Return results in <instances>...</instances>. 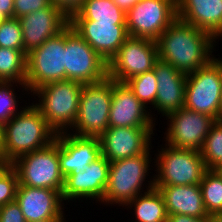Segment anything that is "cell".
Instances as JSON below:
<instances>
[{"label":"cell","instance_id":"obj_35","mask_svg":"<svg viewBox=\"0 0 222 222\" xmlns=\"http://www.w3.org/2000/svg\"><path fill=\"white\" fill-rule=\"evenodd\" d=\"M51 4L58 9L70 20L77 14L84 5L85 0H50Z\"/></svg>","mask_w":222,"mask_h":222},{"label":"cell","instance_id":"obj_30","mask_svg":"<svg viewBox=\"0 0 222 222\" xmlns=\"http://www.w3.org/2000/svg\"><path fill=\"white\" fill-rule=\"evenodd\" d=\"M14 84L17 86V89L19 87L21 89L23 88L22 92L26 91L29 94L28 88L24 83L0 81V124L1 125L5 124L14 115H16L18 112H20L23 109L22 107L19 108L20 110L18 109L19 103L22 102H19L18 100L20 99L21 96L18 97L17 94L15 93L16 90L14 89L15 88Z\"/></svg>","mask_w":222,"mask_h":222},{"label":"cell","instance_id":"obj_5","mask_svg":"<svg viewBox=\"0 0 222 222\" xmlns=\"http://www.w3.org/2000/svg\"><path fill=\"white\" fill-rule=\"evenodd\" d=\"M163 146L154 156V186L199 185L207 170L200 151Z\"/></svg>","mask_w":222,"mask_h":222},{"label":"cell","instance_id":"obj_29","mask_svg":"<svg viewBox=\"0 0 222 222\" xmlns=\"http://www.w3.org/2000/svg\"><path fill=\"white\" fill-rule=\"evenodd\" d=\"M132 90L133 94L147 107L154 105L157 96V79L154 70L132 77L125 82ZM150 107H149V106Z\"/></svg>","mask_w":222,"mask_h":222},{"label":"cell","instance_id":"obj_43","mask_svg":"<svg viewBox=\"0 0 222 222\" xmlns=\"http://www.w3.org/2000/svg\"><path fill=\"white\" fill-rule=\"evenodd\" d=\"M6 163L2 160V159H0V169L5 165Z\"/></svg>","mask_w":222,"mask_h":222},{"label":"cell","instance_id":"obj_20","mask_svg":"<svg viewBox=\"0 0 222 222\" xmlns=\"http://www.w3.org/2000/svg\"><path fill=\"white\" fill-rule=\"evenodd\" d=\"M59 141V165L64 177L79 174L101 153L99 137H80L69 132L56 134Z\"/></svg>","mask_w":222,"mask_h":222},{"label":"cell","instance_id":"obj_21","mask_svg":"<svg viewBox=\"0 0 222 222\" xmlns=\"http://www.w3.org/2000/svg\"><path fill=\"white\" fill-rule=\"evenodd\" d=\"M153 70L158 85L153 108L162 116L167 117L184 107L187 75L160 58L156 60Z\"/></svg>","mask_w":222,"mask_h":222},{"label":"cell","instance_id":"obj_22","mask_svg":"<svg viewBox=\"0 0 222 222\" xmlns=\"http://www.w3.org/2000/svg\"><path fill=\"white\" fill-rule=\"evenodd\" d=\"M177 19L211 34L219 41L222 37V0H179Z\"/></svg>","mask_w":222,"mask_h":222},{"label":"cell","instance_id":"obj_24","mask_svg":"<svg viewBox=\"0 0 222 222\" xmlns=\"http://www.w3.org/2000/svg\"><path fill=\"white\" fill-rule=\"evenodd\" d=\"M133 208L135 222H167L165 202L157 188L138 194L124 209Z\"/></svg>","mask_w":222,"mask_h":222},{"label":"cell","instance_id":"obj_18","mask_svg":"<svg viewBox=\"0 0 222 222\" xmlns=\"http://www.w3.org/2000/svg\"><path fill=\"white\" fill-rule=\"evenodd\" d=\"M18 19L22 28L23 50L26 54L40 47L47 39L56 36L69 25V19L53 4Z\"/></svg>","mask_w":222,"mask_h":222},{"label":"cell","instance_id":"obj_44","mask_svg":"<svg viewBox=\"0 0 222 222\" xmlns=\"http://www.w3.org/2000/svg\"><path fill=\"white\" fill-rule=\"evenodd\" d=\"M171 1H173L177 5L179 0H171Z\"/></svg>","mask_w":222,"mask_h":222},{"label":"cell","instance_id":"obj_10","mask_svg":"<svg viewBox=\"0 0 222 222\" xmlns=\"http://www.w3.org/2000/svg\"><path fill=\"white\" fill-rule=\"evenodd\" d=\"M108 77V63L68 25L65 28V80L82 84Z\"/></svg>","mask_w":222,"mask_h":222},{"label":"cell","instance_id":"obj_42","mask_svg":"<svg viewBox=\"0 0 222 222\" xmlns=\"http://www.w3.org/2000/svg\"><path fill=\"white\" fill-rule=\"evenodd\" d=\"M65 220H44V221H38V222H64Z\"/></svg>","mask_w":222,"mask_h":222},{"label":"cell","instance_id":"obj_33","mask_svg":"<svg viewBox=\"0 0 222 222\" xmlns=\"http://www.w3.org/2000/svg\"><path fill=\"white\" fill-rule=\"evenodd\" d=\"M50 5V0H14V18H20Z\"/></svg>","mask_w":222,"mask_h":222},{"label":"cell","instance_id":"obj_26","mask_svg":"<svg viewBox=\"0 0 222 222\" xmlns=\"http://www.w3.org/2000/svg\"><path fill=\"white\" fill-rule=\"evenodd\" d=\"M26 61L24 50L0 47V81L25 84Z\"/></svg>","mask_w":222,"mask_h":222},{"label":"cell","instance_id":"obj_16","mask_svg":"<svg viewBox=\"0 0 222 222\" xmlns=\"http://www.w3.org/2000/svg\"><path fill=\"white\" fill-rule=\"evenodd\" d=\"M15 202L26 222L65 220L64 202L59 191L18 184Z\"/></svg>","mask_w":222,"mask_h":222},{"label":"cell","instance_id":"obj_9","mask_svg":"<svg viewBox=\"0 0 222 222\" xmlns=\"http://www.w3.org/2000/svg\"><path fill=\"white\" fill-rule=\"evenodd\" d=\"M26 81L29 94L47 83L65 80V29L27 53Z\"/></svg>","mask_w":222,"mask_h":222},{"label":"cell","instance_id":"obj_32","mask_svg":"<svg viewBox=\"0 0 222 222\" xmlns=\"http://www.w3.org/2000/svg\"><path fill=\"white\" fill-rule=\"evenodd\" d=\"M18 174L11 164L0 169V206L15 201L18 187Z\"/></svg>","mask_w":222,"mask_h":222},{"label":"cell","instance_id":"obj_1","mask_svg":"<svg viewBox=\"0 0 222 222\" xmlns=\"http://www.w3.org/2000/svg\"><path fill=\"white\" fill-rule=\"evenodd\" d=\"M219 41L209 33L176 19L156 40L158 58L183 74L209 64Z\"/></svg>","mask_w":222,"mask_h":222},{"label":"cell","instance_id":"obj_34","mask_svg":"<svg viewBox=\"0 0 222 222\" xmlns=\"http://www.w3.org/2000/svg\"><path fill=\"white\" fill-rule=\"evenodd\" d=\"M0 222H26L20 206L14 201L0 206Z\"/></svg>","mask_w":222,"mask_h":222},{"label":"cell","instance_id":"obj_8","mask_svg":"<svg viewBox=\"0 0 222 222\" xmlns=\"http://www.w3.org/2000/svg\"><path fill=\"white\" fill-rule=\"evenodd\" d=\"M222 59L214 58L206 66L186 77L184 107L220 121Z\"/></svg>","mask_w":222,"mask_h":222},{"label":"cell","instance_id":"obj_12","mask_svg":"<svg viewBox=\"0 0 222 222\" xmlns=\"http://www.w3.org/2000/svg\"><path fill=\"white\" fill-rule=\"evenodd\" d=\"M157 59L155 40L129 36L108 62V77L125 83L134 76L152 70Z\"/></svg>","mask_w":222,"mask_h":222},{"label":"cell","instance_id":"obj_27","mask_svg":"<svg viewBox=\"0 0 222 222\" xmlns=\"http://www.w3.org/2000/svg\"><path fill=\"white\" fill-rule=\"evenodd\" d=\"M199 185L208 215L222 212V170L207 169Z\"/></svg>","mask_w":222,"mask_h":222},{"label":"cell","instance_id":"obj_4","mask_svg":"<svg viewBox=\"0 0 222 222\" xmlns=\"http://www.w3.org/2000/svg\"><path fill=\"white\" fill-rule=\"evenodd\" d=\"M84 84L64 80L47 83L32 92L38 96L32 103L56 133L70 132L78 114L79 98Z\"/></svg>","mask_w":222,"mask_h":222},{"label":"cell","instance_id":"obj_19","mask_svg":"<svg viewBox=\"0 0 222 222\" xmlns=\"http://www.w3.org/2000/svg\"><path fill=\"white\" fill-rule=\"evenodd\" d=\"M69 25L107 63L129 37L126 25H114V22L69 20Z\"/></svg>","mask_w":222,"mask_h":222},{"label":"cell","instance_id":"obj_23","mask_svg":"<svg viewBox=\"0 0 222 222\" xmlns=\"http://www.w3.org/2000/svg\"><path fill=\"white\" fill-rule=\"evenodd\" d=\"M163 196L167 215L210 217L205 210L200 185L154 186Z\"/></svg>","mask_w":222,"mask_h":222},{"label":"cell","instance_id":"obj_25","mask_svg":"<svg viewBox=\"0 0 222 222\" xmlns=\"http://www.w3.org/2000/svg\"><path fill=\"white\" fill-rule=\"evenodd\" d=\"M70 20L114 22V25H126V12L113 0H85L82 9Z\"/></svg>","mask_w":222,"mask_h":222},{"label":"cell","instance_id":"obj_38","mask_svg":"<svg viewBox=\"0 0 222 222\" xmlns=\"http://www.w3.org/2000/svg\"><path fill=\"white\" fill-rule=\"evenodd\" d=\"M139 0H113V2L127 12L131 9Z\"/></svg>","mask_w":222,"mask_h":222},{"label":"cell","instance_id":"obj_31","mask_svg":"<svg viewBox=\"0 0 222 222\" xmlns=\"http://www.w3.org/2000/svg\"><path fill=\"white\" fill-rule=\"evenodd\" d=\"M0 47L23 50L22 28L18 18L0 20Z\"/></svg>","mask_w":222,"mask_h":222},{"label":"cell","instance_id":"obj_36","mask_svg":"<svg viewBox=\"0 0 222 222\" xmlns=\"http://www.w3.org/2000/svg\"><path fill=\"white\" fill-rule=\"evenodd\" d=\"M167 222H213L212 217H193L182 214L168 215Z\"/></svg>","mask_w":222,"mask_h":222},{"label":"cell","instance_id":"obj_37","mask_svg":"<svg viewBox=\"0 0 222 222\" xmlns=\"http://www.w3.org/2000/svg\"><path fill=\"white\" fill-rule=\"evenodd\" d=\"M0 17L14 18V0H0Z\"/></svg>","mask_w":222,"mask_h":222},{"label":"cell","instance_id":"obj_15","mask_svg":"<svg viewBox=\"0 0 222 222\" xmlns=\"http://www.w3.org/2000/svg\"><path fill=\"white\" fill-rule=\"evenodd\" d=\"M110 162L101 155L98 159L87 165L79 174H69L64 177V186L61 193L63 202L96 200L101 203L108 182ZM68 201V202H67Z\"/></svg>","mask_w":222,"mask_h":222},{"label":"cell","instance_id":"obj_6","mask_svg":"<svg viewBox=\"0 0 222 222\" xmlns=\"http://www.w3.org/2000/svg\"><path fill=\"white\" fill-rule=\"evenodd\" d=\"M112 88L113 79L109 77L98 83L84 84L78 114L69 133L80 137H100L109 128Z\"/></svg>","mask_w":222,"mask_h":222},{"label":"cell","instance_id":"obj_11","mask_svg":"<svg viewBox=\"0 0 222 222\" xmlns=\"http://www.w3.org/2000/svg\"><path fill=\"white\" fill-rule=\"evenodd\" d=\"M177 19V5L171 0H139L126 12L131 37L157 40Z\"/></svg>","mask_w":222,"mask_h":222},{"label":"cell","instance_id":"obj_3","mask_svg":"<svg viewBox=\"0 0 222 222\" xmlns=\"http://www.w3.org/2000/svg\"><path fill=\"white\" fill-rule=\"evenodd\" d=\"M151 148L152 146L140 155L110 162L102 205L115 204V206L125 207L138 194L154 188V176L149 181L146 180L151 176L148 174L151 170L150 164L154 160H151V152H154L150 151ZM144 182L146 190H144Z\"/></svg>","mask_w":222,"mask_h":222},{"label":"cell","instance_id":"obj_41","mask_svg":"<svg viewBox=\"0 0 222 222\" xmlns=\"http://www.w3.org/2000/svg\"><path fill=\"white\" fill-rule=\"evenodd\" d=\"M220 121H222V94L220 99Z\"/></svg>","mask_w":222,"mask_h":222},{"label":"cell","instance_id":"obj_2","mask_svg":"<svg viewBox=\"0 0 222 222\" xmlns=\"http://www.w3.org/2000/svg\"><path fill=\"white\" fill-rule=\"evenodd\" d=\"M55 138L56 133L40 111L33 104L24 106L2 125L3 161L11 164L22 155L48 146Z\"/></svg>","mask_w":222,"mask_h":222},{"label":"cell","instance_id":"obj_40","mask_svg":"<svg viewBox=\"0 0 222 222\" xmlns=\"http://www.w3.org/2000/svg\"><path fill=\"white\" fill-rule=\"evenodd\" d=\"M0 159L3 160L2 125L0 124Z\"/></svg>","mask_w":222,"mask_h":222},{"label":"cell","instance_id":"obj_13","mask_svg":"<svg viewBox=\"0 0 222 222\" xmlns=\"http://www.w3.org/2000/svg\"><path fill=\"white\" fill-rule=\"evenodd\" d=\"M165 132V144L184 149L200 151L211 126L216 122L209 115L185 107L169 114Z\"/></svg>","mask_w":222,"mask_h":222},{"label":"cell","instance_id":"obj_17","mask_svg":"<svg viewBox=\"0 0 222 222\" xmlns=\"http://www.w3.org/2000/svg\"><path fill=\"white\" fill-rule=\"evenodd\" d=\"M126 83L113 80L109 127H155L156 117Z\"/></svg>","mask_w":222,"mask_h":222},{"label":"cell","instance_id":"obj_14","mask_svg":"<svg viewBox=\"0 0 222 222\" xmlns=\"http://www.w3.org/2000/svg\"><path fill=\"white\" fill-rule=\"evenodd\" d=\"M155 127H109L100 137L102 155L109 161L144 153L154 138Z\"/></svg>","mask_w":222,"mask_h":222},{"label":"cell","instance_id":"obj_39","mask_svg":"<svg viewBox=\"0 0 222 222\" xmlns=\"http://www.w3.org/2000/svg\"><path fill=\"white\" fill-rule=\"evenodd\" d=\"M213 222H222V212L216 213L211 216Z\"/></svg>","mask_w":222,"mask_h":222},{"label":"cell","instance_id":"obj_7","mask_svg":"<svg viewBox=\"0 0 222 222\" xmlns=\"http://www.w3.org/2000/svg\"><path fill=\"white\" fill-rule=\"evenodd\" d=\"M21 185L48 188L62 193L64 176L59 165V141L55 138L48 146L20 156L11 163Z\"/></svg>","mask_w":222,"mask_h":222},{"label":"cell","instance_id":"obj_28","mask_svg":"<svg viewBox=\"0 0 222 222\" xmlns=\"http://www.w3.org/2000/svg\"><path fill=\"white\" fill-rule=\"evenodd\" d=\"M200 153L206 169L222 170V121L211 126Z\"/></svg>","mask_w":222,"mask_h":222}]
</instances>
